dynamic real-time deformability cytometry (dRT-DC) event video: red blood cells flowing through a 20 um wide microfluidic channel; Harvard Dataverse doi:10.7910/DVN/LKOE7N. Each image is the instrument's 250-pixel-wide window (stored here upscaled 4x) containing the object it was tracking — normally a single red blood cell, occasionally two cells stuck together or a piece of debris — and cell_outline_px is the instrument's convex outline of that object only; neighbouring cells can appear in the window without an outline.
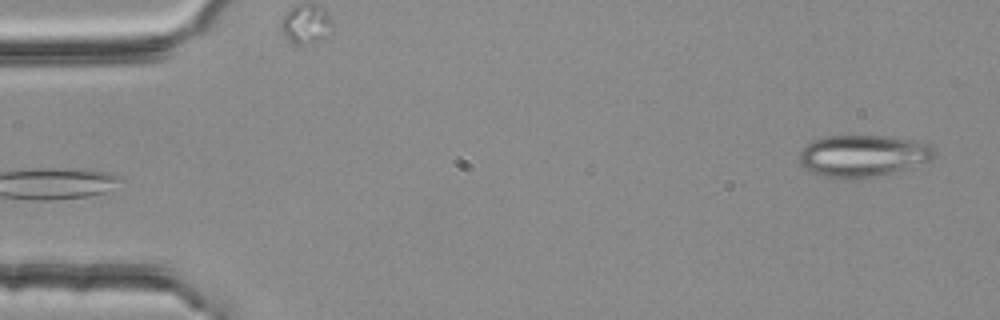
{"species": "common noctule bat (a hibernating species)", "species_latin": "Nyctalus noctula", "temperature_condition": "room temperature", "stored_images_in_passage": 5, "camera_frame_rate_fps": 3000, "um_per_image_px": 0.085, "animal": {"sex": "female", "body_mass_g": 25.1}, "frame": {"image": 1, "passage_image": 5, "time_ms": 1.333, "image_size_px": [1000, 320], "cell_outline_px": [[936, 156], [928, 160], [876, 176], [856, 180], [844, 180], [824, 176], [812, 172], [804, 168], [800, 160], [800, 152], [812, 140], [824, 136], [888, 136], [912, 140], [928, 144], [936, 152]], "centroid_in_image_um": [73.29, 13.24], "position_along_channel_um": 11.7, "area_um2": 32.54}}